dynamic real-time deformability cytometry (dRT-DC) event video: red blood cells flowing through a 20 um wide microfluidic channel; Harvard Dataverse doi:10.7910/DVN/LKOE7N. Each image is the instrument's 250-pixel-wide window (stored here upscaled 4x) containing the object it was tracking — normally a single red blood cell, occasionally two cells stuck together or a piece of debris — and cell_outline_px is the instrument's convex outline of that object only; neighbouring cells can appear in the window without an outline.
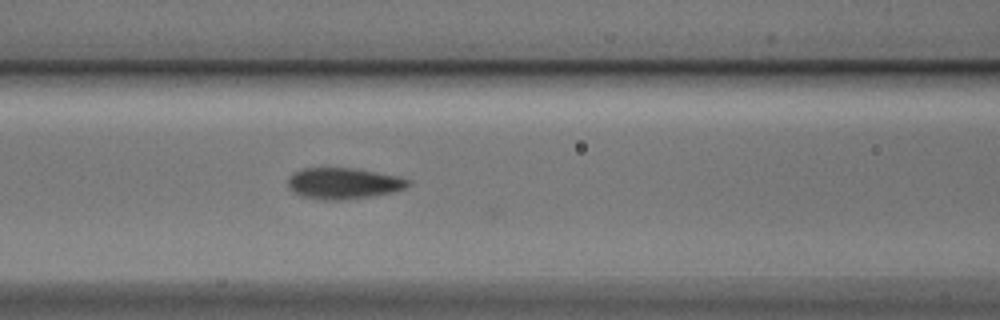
{"species": "Egyptian fruit bat (a non-hibernating species)", "species_latin": "Rousettus aegyptiacus", "temperature_condition": "cold", "stored_images_in_passage": 18, "camera_frame_rate_fps": 3000, "um_per_image_px": 0.085, "animal": {"sex": "male"}, "frame": {"image": 1, "passage_image": 11, "time_ms": 3.333, "image_size_px": [1000, 320], "cell_outline_px": [[412, 184], [396, 192], [348, 200], [324, 200], [300, 196], [292, 192], [288, 188], [288, 176], [292, 172], [304, 168], [352, 168], [400, 176], [412, 180]], "centroid_in_image_um": [29.2, 15.59], "position_along_channel_um": 137.4, "area_um2": 22.31}}
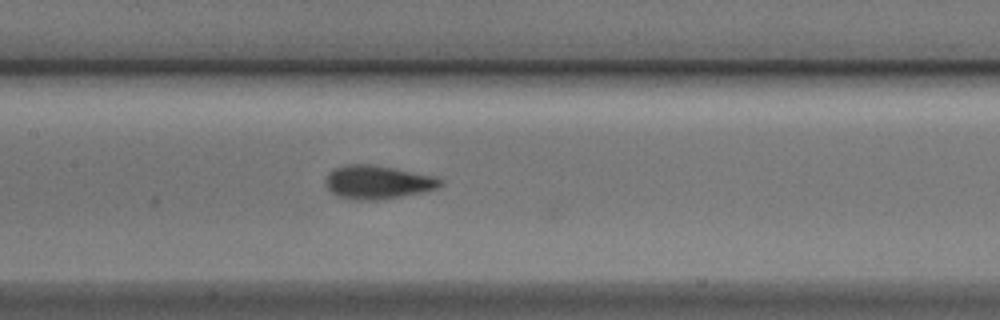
{"frame": {"image": 2, "passage_image": 14, "time_ms": 4.333, "image_size_px": [1000, 320], "cell_outline_px": [[444, 184], [440, 188], [424, 192], [404, 196], [380, 200], [348, 200], [336, 196], [324, 184], [324, 180], [336, 168], [348, 164], [368, 164], [392, 168], [436, 176], [444, 180]], "centroid_in_image_um": [32.15, 15.51], "position_along_channel_um": 175.3, "area_um2": 22.66}}